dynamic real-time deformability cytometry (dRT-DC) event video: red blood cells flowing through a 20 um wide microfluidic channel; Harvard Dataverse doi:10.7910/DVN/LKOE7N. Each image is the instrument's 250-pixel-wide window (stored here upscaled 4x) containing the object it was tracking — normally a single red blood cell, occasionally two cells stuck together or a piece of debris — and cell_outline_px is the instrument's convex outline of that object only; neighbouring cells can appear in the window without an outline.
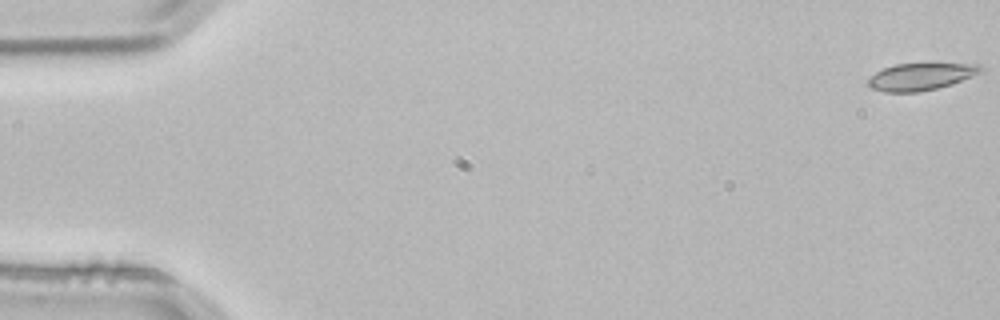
{"species": "common noctule bat (a hibernating species)", "species_latin": "Nyctalus noctula", "temperature_condition": "room temperature", "stored_images_in_passage": 4, "camera_frame_rate_fps": 3000, "um_per_image_px": 0.085, "animal": {"sex": "male", "body_mass_g": 21.5, "forearm_length_mm": 52.0}, "frame": {"image": 1, "passage_image": 1, "time_ms": 0.0, "image_size_px": [1000, 320], "cell_outline_px": [[984, 68], [980, 72], [972, 76], [936, 88], [916, 92], [884, 92], [872, 88], [868, 84], [868, 76], [884, 68], [896, 64], [928, 60], [980, 64]], "centroid_in_image_um": [78.29, 6.43], "position_along_channel_um": 6.7, "area_um2": 18.61}}
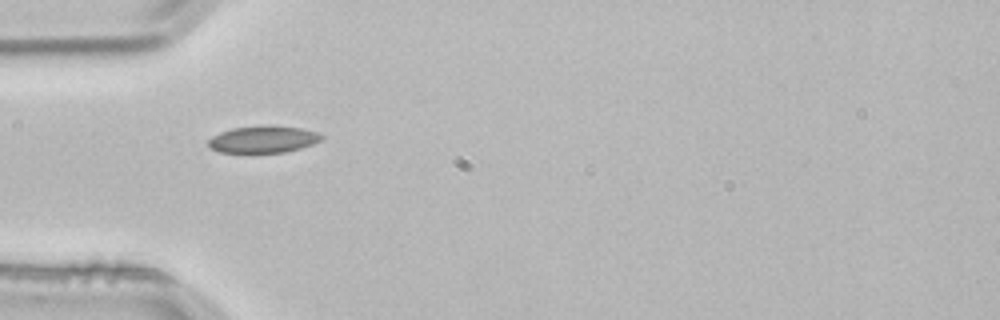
{"frame": {"image": 2, "passage_image": 4, "time_ms": 1.0, "image_size_px": [1000, 320], "cell_outline_px": [[324, 136], [320, 140], [312, 144], [300, 148], [284, 152], [220, 152], [212, 148], [208, 144], [208, 140], [212, 136], [220, 132], [232, 128], [260, 124], [272, 124], [300, 128], [316, 132]], "centroid_in_image_um": [22.36, 11.81], "position_along_channel_um": 62.6, "area_um2": 17.86}}